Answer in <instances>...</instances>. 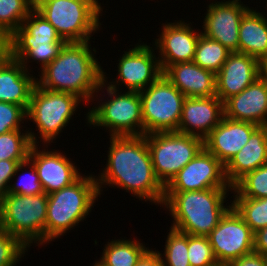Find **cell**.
<instances>
[{"label":"cell","mask_w":267,"mask_h":266,"mask_svg":"<svg viewBox=\"0 0 267 266\" xmlns=\"http://www.w3.org/2000/svg\"><path fill=\"white\" fill-rule=\"evenodd\" d=\"M224 102L216 95L186 97L177 132L204 139L223 119Z\"/></svg>","instance_id":"cell-19"},{"label":"cell","mask_w":267,"mask_h":266,"mask_svg":"<svg viewBox=\"0 0 267 266\" xmlns=\"http://www.w3.org/2000/svg\"><path fill=\"white\" fill-rule=\"evenodd\" d=\"M122 239V240H121ZM105 244L100 262L104 266H135L149 249L140 241L121 238Z\"/></svg>","instance_id":"cell-26"},{"label":"cell","mask_w":267,"mask_h":266,"mask_svg":"<svg viewBox=\"0 0 267 266\" xmlns=\"http://www.w3.org/2000/svg\"><path fill=\"white\" fill-rule=\"evenodd\" d=\"M99 196L95 175H81L71 185L48 195L45 244L83 221Z\"/></svg>","instance_id":"cell-4"},{"label":"cell","mask_w":267,"mask_h":266,"mask_svg":"<svg viewBox=\"0 0 267 266\" xmlns=\"http://www.w3.org/2000/svg\"><path fill=\"white\" fill-rule=\"evenodd\" d=\"M34 9V0H0V31L10 37Z\"/></svg>","instance_id":"cell-29"},{"label":"cell","mask_w":267,"mask_h":266,"mask_svg":"<svg viewBox=\"0 0 267 266\" xmlns=\"http://www.w3.org/2000/svg\"><path fill=\"white\" fill-rule=\"evenodd\" d=\"M34 9L51 23L66 42L90 41L99 30L103 8L85 0H34Z\"/></svg>","instance_id":"cell-5"},{"label":"cell","mask_w":267,"mask_h":266,"mask_svg":"<svg viewBox=\"0 0 267 266\" xmlns=\"http://www.w3.org/2000/svg\"><path fill=\"white\" fill-rule=\"evenodd\" d=\"M258 127L252 122L232 120L224 116L203 139V146L225 166L245 146Z\"/></svg>","instance_id":"cell-20"},{"label":"cell","mask_w":267,"mask_h":266,"mask_svg":"<svg viewBox=\"0 0 267 266\" xmlns=\"http://www.w3.org/2000/svg\"><path fill=\"white\" fill-rule=\"evenodd\" d=\"M233 199L232 207L254 233L267 226V197Z\"/></svg>","instance_id":"cell-30"},{"label":"cell","mask_w":267,"mask_h":266,"mask_svg":"<svg viewBox=\"0 0 267 266\" xmlns=\"http://www.w3.org/2000/svg\"><path fill=\"white\" fill-rule=\"evenodd\" d=\"M27 167L30 168V172L26 173V176L22 174V179L19 178L17 183L9 185L7 193L29 196L44 193L38 173L29 159H27Z\"/></svg>","instance_id":"cell-36"},{"label":"cell","mask_w":267,"mask_h":266,"mask_svg":"<svg viewBox=\"0 0 267 266\" xmlns=\"http://www.w3.org/2000/svg\"><path fill=\"white\" fill-rule=\"evenodd\" d=\"M83 101L78 96L65 93L45 90L35 84L28 109L27 119H30L39 131L43 145L56 140L57 135L67 126L72 119L79 103Z\"/></svg>","instance_id":"cell-9"},{"label":"cell","mask_w":267,"mask_h":266,"mask_svg":"<svg viewBox=\"0 0 267 266\" xmlns=\"http://www.w3.org/2000/svg\"><path fill=\"white\" fill-rule=\"evenodd\" d=\"M207 237L219 265L254 251V232L233 207Z\"/></svg>","instance_id":"cell-12"},{"label":"cell","mask_w":267,"mask_h":266,"mask_svg":"<svg viewBox=\"0 0 267 266\" xmlns=\"http://www.w3.org/2000/svg\"><path fill=\"white\" fill-rule=\"evenodd\" d=\"M239 52L255 57L260 62L267 58V17L249 9L239 28Z\"/></svg>","instance_id":"cell-25"},{"label":"cell","mask_w":267,"mask_h":266,"mask_svg":"<svg viewBox=\"0 0 267 266\" xmlns=\"http://www.w3.org/2000/svg\"><path fill=\"white\" fill-rule=\"evenodd\" d=\"M224 116L267 126V82L260 76L238 95L224 102Z\"/></svg>","instance_id":"cell-21"},{"label":"cell","mask_w":267,"mask_h":266,"mask_svg":"<svg viewBox=\"0 0 267 266\" xmlns=\"http://www.w3.org/2000/svg\"><path fill=\"white\" fill-rule=\"evenodd\" d=\"M26 118V110L22 106L0 101V134L21 130L20 124Z\"/></svg>","instance_id":"cell-35"},{"label":"cell","mask_w":267,"mask_h":266,"mask_svg":"<svg viewBox=\"0 0 267 266\" xmlns=\"http://www.w3.org/2000/svg\"><path fill=\"white\" fill-rule=\"evenodd\" d=\"M36 134L13 130L0 134V160H27L32 145H37Z\"/></svg>","instance_id":"cell-27"},{"label":"cell","mask_w":267,"mask_h":266,"mask_svg":"<svg viewBox=\"0 0 267 266\" xmlns=\"http://www.w3.org/2000/svg\"><path fill=\"white\" fill-rule=\"evenodd\" d=\"M267 164V126H259L245 146L225 165V175L233 187L247 173Z\"/></svg>","instance_id":"cell-23"},{"label":"cell","mask_w":267,"mask_h":266,"mask_svg":"<svg viewBox=\"0 0 267 266\" xmlns=\"http://www.w3.org/2000/svg\"><path fill=\"white\" fill-rule=\"evenodd\" d=\"M265 266H267V255H264Z\"/></svg>","instance_id":"cell-44"},{"label":"cell","mask_w":267,"mask_h":266,"mask_svg":"<svg viewBox=\"0 0 267 266\" xmlns=\"http://www.w3.org/2000/svg\"><path fill=\"white\" fill-rule=\"evenodd\" d=\"M226 266H265L264 255L253 251L231 261Z\"/></svg>","instance_id":"cell-38"},{"label":"cell","mask_w":267,"mask_h":266,"mask_svg":"<svg viewBox=\"0 0 267 266\" xmlns=\"http://www.w3.org/2000/svg\"><path fill=\"white\" fill-rule=\"evenodd\" d=\"M65 43L54 26L33 9L9 37V56L19 61L27 72L30 69L26 64L33 59L41 64L42 71L58 56Z\"/></svg>","instance_id":"cell-7"},{"label":"cell","mask_w":267,"mask_h":266,"mask_svg":"<svg viewBox=\"0 0 267 266\" xmlns=\"http://www.w3.org/2000/svg\"><path fill=\"white\" fill-rule=\"evenodd\" d=\"M35 84V77L19 61L8 56L0 64L1 102L17 104L27 111Z\"/></svg>","instance_id":"cell-24"},{"label":"cell","mask_w":267,"mask_h":266,"mask_svg":"<svg viewBox=\"0 0 267 266\" xmlns=\"http://www.w3.org/2000/svg\"><path fill=\"white\" fill-rule=\"evenodd\" d=\"M254 252L267 255V226L254 233Z\"/></svg>","instance_id":"cell-39"},{"label":"cell","mask_w":267,"mask_h":266,"mask_svg":"<svg viewBox=\"0 0 267 266\" xmlns=\"http://www.w3.org/2000/svg\"><path fill=\"white\" fill-rule=\"evenodd\" d=\"M185 97L216 95V75L192 62L169 65L162 73Z\"/></svg>","instance_id":"cell-22"},{"label":"cell","mask_w":267,"mask_h":266,"mask_svg":"<svg viewBox=\"0 0 267 266\" xmlns=\"http://www.w3.org/2000/svg\"><path fill=\"white\" fill-rule=\"evenodd\" d=\"M165 244L164 256L159 252L162 266H190L188 234L171 227Z\"/></svg>","instance_id":"cell-31"},{"label":"cell","mask_w":267,"mask_h":266,"mask_svg":"<svg viewBox=\"0 0 267 266\" xmlns=\"http://www.w3.org/2000/svg\"><path fill=\"white\" fill-rule=\"evenodd\" d=\"M26 166L27 160H0V202L7 194L12 178Z\"/></svg>","instance_id":"cell-37"},{"label":"cell","mask_w":267,"mask_h":266,"mask_svg":"<svg viewBox=\"0 0 267 266\" xmlns=\"http://www.w3.org/2000/svg\"><path fill=\"white\" fill-rule=\"evenodd\" d=\"M261 76L266 80L267 82V58L264 59L261 62Z\"/></svg>","instance_id":"cell-42"},{"label":"cell","mask_w":267,"mask_h":266,"mask_svg":"<svg viewBox=\"0 0 267 266\" xmlns=\"http://www.w3.org/2000/svg\"><path fill=\"white\" fill-rule=\"evenodd\" d=\"M28 251L27 247L15 236L0 229V266H15Z\"/></svg>","instance_id":"cell-34"},{"label":"cell","mask_w":267,"mask_h":266,"mask_svg":"<svg viewBox=\"0 0 267 266\" xmlns=\"http://www.w3.org/2000/svg\"><path fill=\"white\" fill-rule=\"evenodd\" d=\"M261 76V62L245 53L231 52L216 74V96L223 102L238 95Z\"/></svg>","instance_id":"cell-18"},{"label":"cell","mask_w":267,"mask_h":266,"mask_svg":"<svg viewBox=\"0 0 267 266\" xmlns=\"http://www.w3.org/2000/svg\"><path fill=\"white\" fill-rule=\"evenodd\" d=\"M211 188H232L225 175V166L204 147L164 187V191H197Z\"/></svg>","instance_id":"cell-13"},{"label":"cell","mask_w":267,"mask_h":266,"mask_svg":"<svg viewBox=\"0 0 267 266\" xmlns=\"http://www.w3.org/2000/svg\"><path fill=\"white\" fill-rule=\"evenodd\" d=\"M87 2H98V0H85Z\"/></svg>","instance_id":"cell-45"},{"label":"cell","mask_w":267,"mask_h":266,"mask_svg":"<svg viewBox=\"0 0 267 266\" xmlns=\"http://www.w3.org/2000/svg\"><path fill=\"white\" fill-rule=\"evenodd\" d=\"M89 44L65 43L58 56L41 71L40 79L36 78V84L45 90L74 94L86 103L93 101L101 90L104 70Z\"/></svg>","instance_id":"cell-2"},{"label":"cell","mask_w":267,"mask_h":266,"mask_svg":"<svg viewBox=\"0 0 267 266\" xmlns=\"http://www.w3.org/2000/svg\"><path fill=\"white\" fill-rule=\"evenodd\" d=\"M48 195L7 193L0 202V229L17 237L26 247L45 244Z\"/></svg>","instance_id":"cell-6"},{"label":"cell","mask_w":267,"mask_h":266,"mask_svg":"<svg viewBox=\"0 0 267 266\" xmlns=\"http://www.w3.org/2000/svg\"><path fill=\"white\" fill-rule=\"evenodd\" d=\"M38 145H32L28 159L33 163L47 195L71 185L80 176L74 163L64 154L55 151L38 150Z\"/></svg>","instance_id":"cell-17"},{"label":"cell","mask_w":267,"mask_h":266,"mask_svg":"<svg viewBox=\"0 0 267 266\" xmlns=\"http://www.w3.org/2000/svg\"><path fill=\"white\" fill-rule=\"evenodd\" d=\"M135 266H162L159 251L148 249Z\"/></svg>","instance_id":"cell-40"},{"label":"cell","mask_w":267,"mask_h":266,"mask_svg":"<svg viewBox=\"0 0 267 266\" xmlns=\"http://www.w3.org/2000/svg\"><path fill=\"white\" fill-rule=\"evenodd\" d=\"M160 37L155 39V50H159V64L162 72L176 63L192 62L201 32L182 20L176 23H163ZM193 29V30H192Z\"/></svg>","instance_id":"cell-16"},{"label":"cell","mask_w":267,"mask_h":266,"mask_svg":"<svg viewBox=\"0 0 267 266\" xmlns=\"http://www.w3.org/2000/svg\"><path fill=\"white\" fill-rule=\"evenodd\" d=\"M139 94L144 135L177 132L186 97L163 74Z\"/></svg>","instance_id":"cell-11"},{"label":"cell","mask_w":267,"mask_h":266,"mask_svg":"<svg viewBox=\"0 0 267 266\" xmlns=\"http://www.w3.org/2000/svg\"><path fill=\"white\" fill-rule=\"evenodd\" d=\"M230 53L218 41L201 34L196 45L193 62L216 75L221 70Z\"/></svg>","instance_id":"cell-28"},{"label":"cell","mask_w":267,"mask_h":266,"mask_svg":"<svg viewBox=\"0 0 267 266\" xmlns=\"http://www.w3.org/2000/svg\"><path fill=\"white\" fill-rule=\"evenodd\" d=\"M224 1L208 5L201 33L218 41L230 52H239L240 21L250 8L240 0Z\"/></svg>","instance_id":"cell-15"},{"label":"cell","mask_w":267,"mask_h":266,"mask_svg":"<svg viewBox=\"0 0 267 266\" xmlns=\"http://www.w3.org/2000/svg\"><path fill=\"white\" fill-rule=\"evenodd\" d=\"M154 50L150 45L139 43L132 49L124 51L118 60V78L114 82L106 81L107 77L103 72V81L109 87L118 90L117 85H124L128 91H142L150 84L154 83L161 75L162 70L159 59L154 55ZM119 83V84H118Z\"/></svg>","instance_id":"cell-14"},{"label":"cell","mask_w":267,"mask_h":266,"mask_svg":"<svg viewBox=\"0 0 267 266\" xmlns=\"http://www.w3.org/2000/svg\"><path fill=\"white\" fill-rule=\"evenodd\" d=\"M235 198L267 197V164L247 173L233 187Z\"/></svg>","instance_id":"cell-32"},{"label":"cell","mask_w":267,"mask_h":266,"mask_svg":"<svg viewBox=\"0 0 267 266\" xmlns=\"http://www.w3.org/2000/svg\"><path fill=\"white\" fill-rule=\"evenodd\" d=\"M145 138L154 173L164 187L204 147L202 138L179 132L151 133Z\"/></svg>","instance_id":"cell-10"},{"label":"cell","mask_w":267,"mask_h":266,"mask_svg":"<svg viewBox=\"0 0 267 266\" xmlns=\"http://www.w3.org/2000/svg\"><path fill=\"white\" fill-rule=\"evenodd\" d=\"M107 87V88H106ZM100 88H106L108 97L98 106L88 111L89 125L108 128L110 136H142L144 122L142 118L141 99L138 91L122 93L113 89L102 81ZM122 93V94H121Z\"/></svg>","instance_id":"cell-8"},{"label":"cell","mask_w":267,"mask_h":266,"mask_svg":"<svg viewBox=\"0 0 267 266\" xmlns=\"http://www.w3.org/2000/svg\"><path fill=\"white\" fill-rule=\"evenodd\" d=\"M9 56V37L0 31V64Z\"/></svg>","instance_id":"cell-41"},{"label":"cell","mask_w":267,"mask_h":266,"mask_svg":"<svg viewBox=\"0 0 267 266\" xmlns=\"http://www.w3.org/2000/svg\"><path fill=\"white\" fill-rule=\"evenodd\" d=\"M188 260L190 266L219 265L207 236H194L188 234Z\"/></svg>","instance_id":"cell-33"},{"label":"cell","mask_w":267,"mask_h":266,"mask_svg":"<svg viewBox=\"0 0 267 266\" xmlns=\"http://www.w3.org/2000/svg\"><path fill=\"white\" fill-rule=\"evenodd\" d=\"M230 190L164 191L163 205L173 217L171 227L194 236H208L232 207L224 205Z\"/></svg>","instance_id":"cell-3"},{"label":"cell","mask_w":267,"mask_h":266,"mask_svg":"<svg viewBox=\"0 0 267 266\" xmlns=\"http://www.w3.org/2000/svg\"><path fill=\"white\" fill-rule=\"evenodd\" d=\"M95 177L99 195L102 185L116 186L163 207L164 186L154 173L145 135L110 136L106 167Z\"/></svg>","instance_id":"cell-1"},{"label":"cell","mask_w":267,"mask_h":266,"mask_svg":"<svg viewBox=\"0 0 267 266\" xmlns=\"http://www.w3.org/2000/svg\"><path fill=\"white\" fill-rule=\"evenodd\" d=\"M93 266H104L100 261H95Z\"/></svg>","instance_id":"cell-43"}]
</instances>
